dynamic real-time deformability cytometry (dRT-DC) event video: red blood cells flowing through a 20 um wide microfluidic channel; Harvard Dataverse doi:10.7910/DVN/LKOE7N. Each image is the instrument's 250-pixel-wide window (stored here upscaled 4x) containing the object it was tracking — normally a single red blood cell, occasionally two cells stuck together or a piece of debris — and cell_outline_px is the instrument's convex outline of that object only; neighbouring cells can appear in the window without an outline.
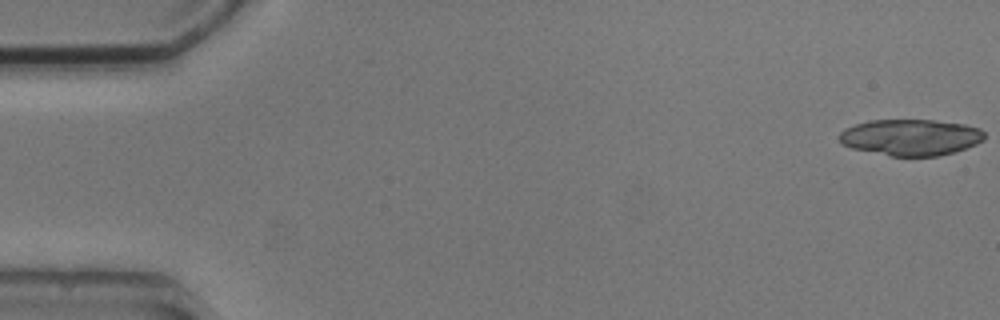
{"species": "common noctule bat (a hibernating species)", "species_latin": "Nyctalus noctula", "temperature_condition": "cold", "stored_images_in_passage": 5, "camera_frame_rate_fps": 3000, "um_per_image_px": 0.085, "animal": {"sex": "male", "body_mass_g": 20.5, "forearm_length_mm": 52.5}, "frame": {"image": 1, "passage_image": 1, "time_ms": 0.0, "image_size_px": [1000, 320], "cell_outline_px": [[984, 140], [976, 144], [952, 152], [936, 156], [888, 156], [852, 148], [840, 144], [836, 136], [844, 128], [856, 124], [872, 120], [936, 120], [964, 124], [980, 128], [984, 132]], "centroid_in_image_um": [77.36, 11.67], "position_along_channel_um": 7.6, "area_um2": 30.87}}